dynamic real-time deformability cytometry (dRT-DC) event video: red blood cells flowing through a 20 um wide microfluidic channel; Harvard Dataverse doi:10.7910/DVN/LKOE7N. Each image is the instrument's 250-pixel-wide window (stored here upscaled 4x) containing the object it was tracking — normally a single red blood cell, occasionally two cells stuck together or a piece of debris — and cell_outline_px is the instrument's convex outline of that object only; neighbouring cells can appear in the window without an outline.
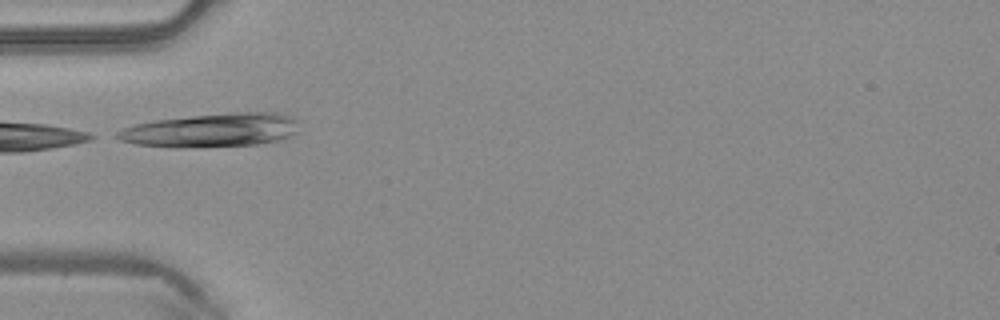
{"species": "common noctule bat (a hibernating species)", "species_latin": "Nyctalus noctula", "temperature_condition": "warm", "stored_images_in_passage": 1, "camera_frame_rate_fps": 3000, "um_per_image_px": 0.085, "animal": {"sex": "male", "body_mass_g": 20.4}, "frame": {"image": 1, "passage_image": 1, "time_ms": 0.0, "image_size_px": [1000, 320], "cell_outline_px": [[296, 132], [288, 136], [276, 140], [256, 144], [180, 148], [172, 148], [136, 144], [120, 140], [112, 136], [116, 132], [124, 128], [136, 124], [156, 120], [192, 116], [236, 112], [276, 112], [288, 116], [296, 120]], "centroid_in_image_um": [17.9, 11.07], "position_along_channel_um": 67.1, "area_um2": 35.37}}